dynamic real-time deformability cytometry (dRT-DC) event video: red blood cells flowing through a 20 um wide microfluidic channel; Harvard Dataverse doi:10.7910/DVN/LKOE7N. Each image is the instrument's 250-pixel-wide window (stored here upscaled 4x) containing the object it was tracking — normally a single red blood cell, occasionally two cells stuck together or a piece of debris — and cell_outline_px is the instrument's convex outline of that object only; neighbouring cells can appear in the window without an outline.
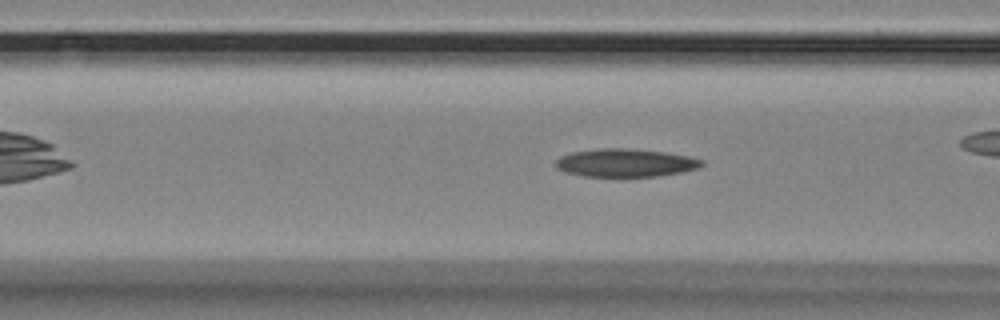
{"species": "Egyptian fruit bat (a non-hibernating species)", "species_latin": "Rousettus aegyptiacus", "temperature_condition": "room temperature", "stored_images_in_passage": 43, "camera_frame_rate_fps": 3000, "um_per_image_px": 0.085, "animal": {"sex": "female"}, "frame": {"image": 1, "passage_image": 13, "time_ms": 4.0, "image_size_px": [1000, 320], "cell_outline_px": [[704, 164], [700, 168], [680, 172], [656, 176], [584, 176], [564, 172], [556, 168], [556, 160], [560, 156], [572, 152], [600, 148], [628, 148], [664, 152], [688, 156], [704, 160]], "centroid_in_image_um": [53.16, 13.83], "position_along_channel_um": 113.4, "area_um2": 23.87}}
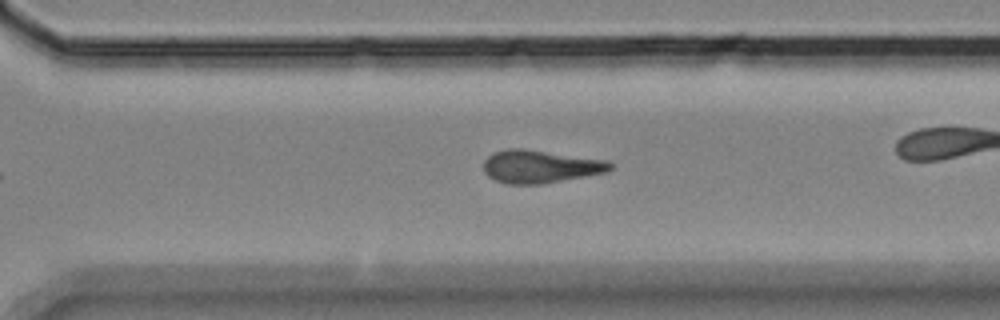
{"frame": {"image": 2, "passage_image": 31, "time_ms": 10.0, "image_size_px": [1000, 320], "cell_outline_px": [[612, 168], [608, 172], [544, 184], [508, 184], [496, 180], [488, 176], [484, 172], [484, 160], [488, 156], [496, 152], [508, 148], [520, 148], [608, 160], [612, 164]], "centroid_in_image_um": [45.94, 14.16], "position_along_channel_um": 324.7, "area_um2": 24.28}}